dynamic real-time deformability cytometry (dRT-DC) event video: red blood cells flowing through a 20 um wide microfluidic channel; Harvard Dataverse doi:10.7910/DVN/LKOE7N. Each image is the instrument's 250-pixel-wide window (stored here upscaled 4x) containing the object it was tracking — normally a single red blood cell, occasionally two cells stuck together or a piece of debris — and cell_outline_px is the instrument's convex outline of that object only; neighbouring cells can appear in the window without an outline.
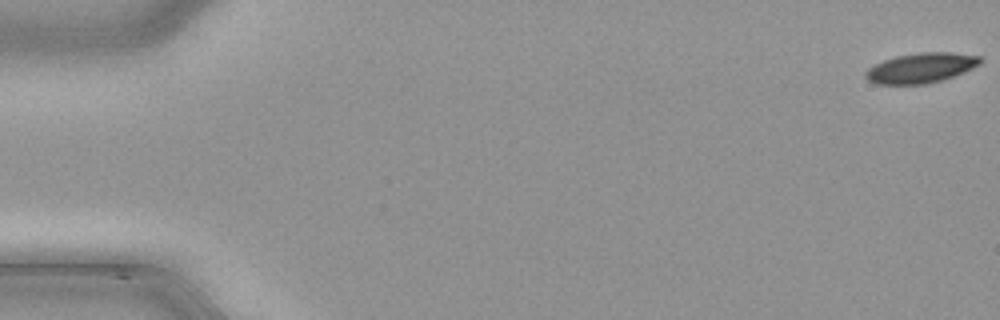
{"species": "common noctule bat (a hibernating species)", "species_latin": "Nyctalus noctula", "temperature_condition": "cold", "stored_images_in_passage": 18, "camera_frame_rate_fps": 3000, "um_per_image_px": 0.085, "animal": {"sex": "male", "body_mass_g": 21.5, "forearm_length_mm": 52.0}, "frame": {"image": 1, "passage_image": 1, "time_ms": 0.0, "image_size_px": [1000, 320], "cell_outline_px": [[984, 60], [980, 64], [964, 72], [940, 80], [924, 84], [876, 84], [868, 80], [864, 76], [864, 72], [868, 68], [884, 60], [896, 56], [920, 52], [952, 52], [980, 56]], "centroid_in_image_um": [78.28, 5.76], "position_along_channel_um": 6.7, "area_um2": 20.0}}
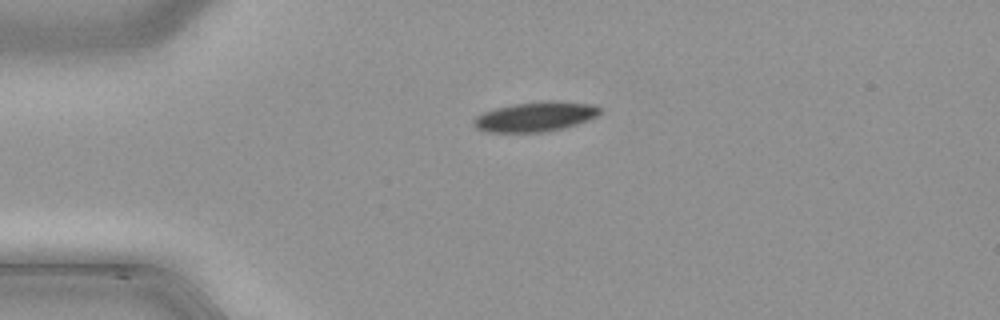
{"frame": {"image": 2, "passage_image": 12, "time_ms": 3.667, "image_size_px": [1000, 320], "cell_outline_px": [[600, 112], [596, 116], [588, 120], [564, 128], [548, 132], [484, 132], [476, 128], [472, 124], [472, 120], [476, 116], [484, 112], [496, 108], [512, 104], [548, 100], [552, 100], [592, 104], [600, 108]], "centroid_in_image_um": [45.47, 9.92], "position_along_channel_um": 39.5, "area_um2": 22.02}}